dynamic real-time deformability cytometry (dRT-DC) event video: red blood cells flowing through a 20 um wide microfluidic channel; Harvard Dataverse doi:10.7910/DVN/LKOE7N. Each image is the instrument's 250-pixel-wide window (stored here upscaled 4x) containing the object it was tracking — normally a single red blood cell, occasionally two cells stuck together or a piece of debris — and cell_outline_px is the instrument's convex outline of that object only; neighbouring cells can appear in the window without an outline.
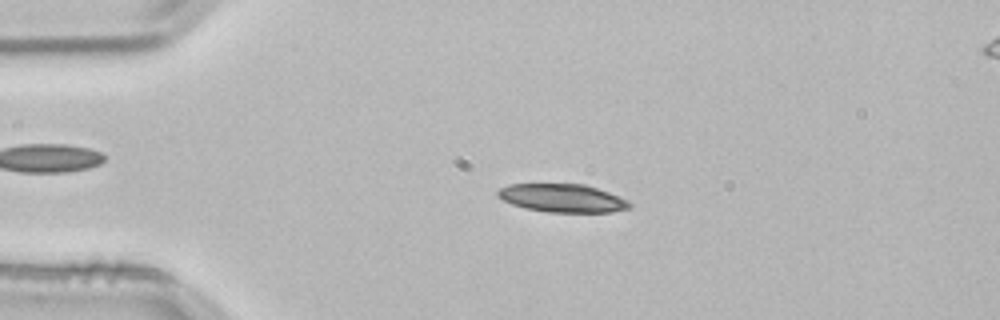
{"species": "common noctule bat (a hibernating species)", "species_latin": "Nyctalus noctula", "temperature_condition": "room temperature", "stored_images_in_passage": 52, "camera_frame_rate_fps": 3000, "um_per_image_px": 0.085, "animal": {"sex": "male", "body_mass_g": 21.5, "forearm_length_mm": 52.0}, "frame": {"image": 1, "passage_image": 11, "time_ms": 3.333, "image_size_px": [1000, 320], "cell_outline_px": [[632, 208], [612, 212], [548, 212], [524, 208], [512, 204], [496, 196], [496, 192], [500, 188], [508, 184], [584, 184], [608, 192], [628, 200], [632, 204]], "centroid_in_image_um": [47.81, 16.84], "position_along_channel_um": 37.2, "area_um2": 21.73}}
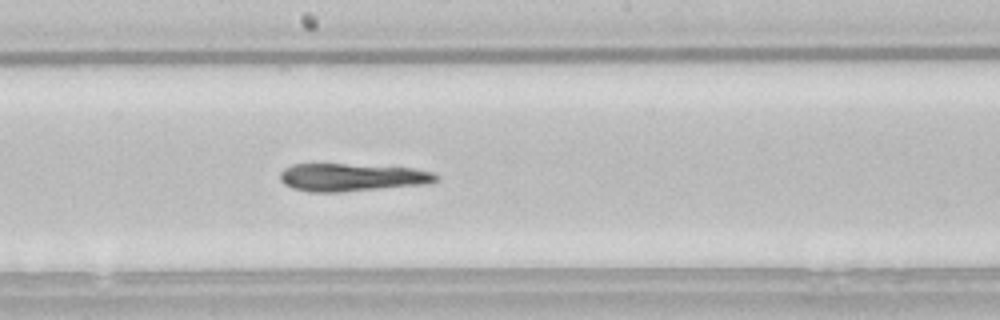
{"frame": {"image": 2, "passage_image": 28, "time_ms": 9.0, "image_size_px": [1000, 320], "cell_outline_px": [[440, 180], [432, 184], [344, 192], [308, 192], [292, 188], [284, 184], [280, 180], [280, 172], [284, 168], [292, 164], [344, 164], [412, 168], [436, 172], [440, 176]], "centroid_in_image_um": [29.98, 15.09], "position_along_channel_um": 218.2, "area_um2": 25.78}}
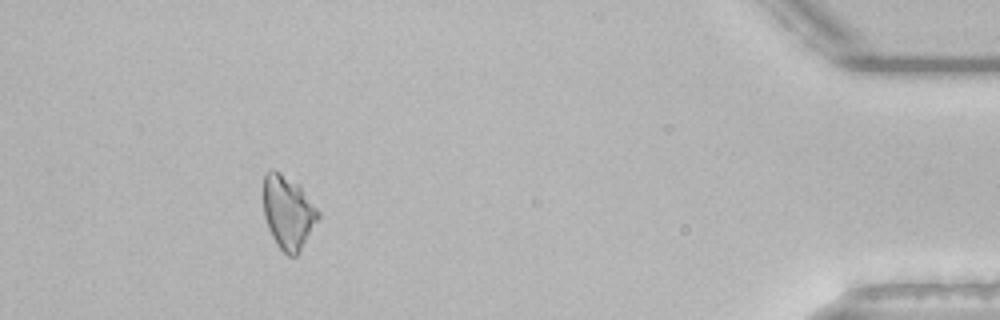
{"frame": {"image": 3, "passage_image": 48, "time_ms": 15.667, "image_size_px": [1000, 320], "cell_outline_px": [[320, 216], [300, 252], [296, 256], [288, 256], [276, 244], [268, 228], [264, 216], [264, 172], [272, 168], [280, 172], [300, 184], [320, 212]], "centroid_in_image_um": [24.49, 18.02], "position_along_channel_um": 410.7, "area_um2": 23.7}}